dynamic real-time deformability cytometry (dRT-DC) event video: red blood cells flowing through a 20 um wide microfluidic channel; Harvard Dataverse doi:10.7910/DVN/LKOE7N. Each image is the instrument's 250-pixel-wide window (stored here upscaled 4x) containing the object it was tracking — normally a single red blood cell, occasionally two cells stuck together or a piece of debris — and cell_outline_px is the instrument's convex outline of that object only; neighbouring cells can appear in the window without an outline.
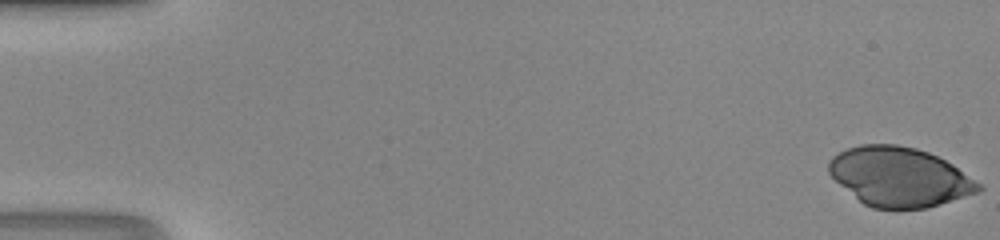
{"species": "human", "species_latin": "Homo sapiens", "temperature_condition": "room temperature", "stored_images_in_passage": 47, "camera_frame_rate_fps": 3000, "um_per_image_px": 0.085, "donor": {"sex": "male"}, "frame": {"image": 1, "passage_image": 1, "time_ms": 0.0, "image_size_px": [1000, 240], "cell_outline_px": [[984, 188], [980, 192], [940, 204], [924, 208], [872, 208], [864, 204], [840, 184], [828, 172], [828, 160], [832, 156], [848, 148], [860, 144], [896, 144], [916, 148], [928, 152], [952, 164], [980, 184]], "centroid_in_image_um": [76.44, 15.02], "position_along_channel_um": 8.6, "area_um2": 51.33}}
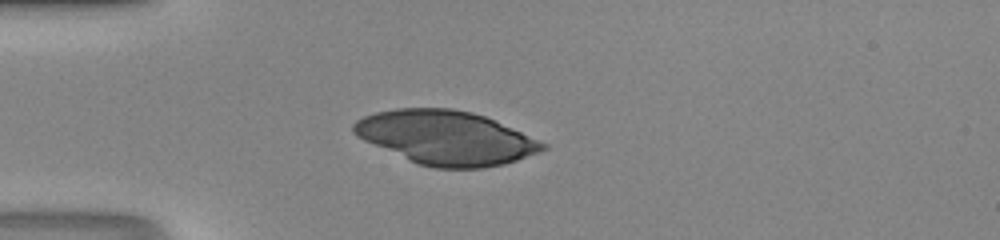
{"frame": {"image": 2, "passage_image": 14, "time_ms": 4.333, "image_size_px": [1000, 240], "cell_outline_px": [[548, 148], [540, 152], [504, 164], [484, 168], [436, 168], [416, 164], [364, 140], [356, 136], [352, 132], [352, 124], [356, 120], [364, 116], [376, 112], [396, 108], [452, 108], [472, 112], [484, 116], [548, 144]], "centroid_in_image_um": [37.88, 11.71], "position_along_channel_um": 47.1, "area_um2": 59.25}}